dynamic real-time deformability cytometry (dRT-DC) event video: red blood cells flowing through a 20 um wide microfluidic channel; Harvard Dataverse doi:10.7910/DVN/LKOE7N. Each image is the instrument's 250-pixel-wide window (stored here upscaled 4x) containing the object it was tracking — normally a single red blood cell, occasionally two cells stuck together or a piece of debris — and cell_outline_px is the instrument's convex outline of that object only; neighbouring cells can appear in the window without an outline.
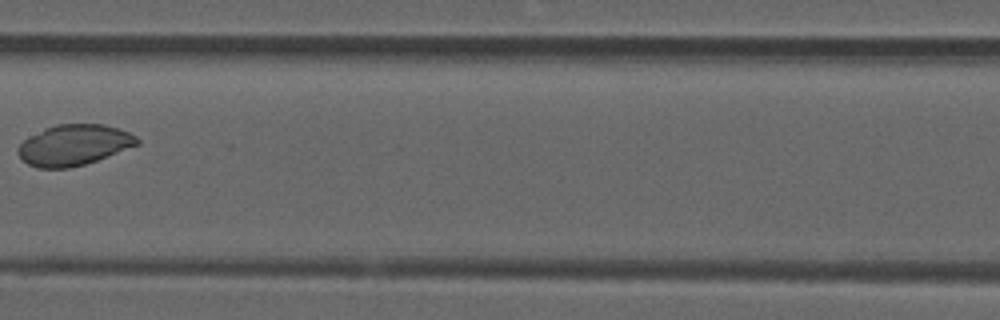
{"species": "common noctule bat (a hibernating species)", "species_latin": "Nyctalus noctula", "temperature_condition": "room temperature", "stored_images_in_passage": 8, "camera_frame_rate_fps": 3000, "um_per_image_px": 0.085, "animal": {"sex": "male", "forearm_length_mm": 52.5}, "frame": {"image": 1, "passage_image": 7, "time_ms": 2.0, "image_size_px": [1000, 320], "cell_outline_px": [[140, 144], [96, 160], [84, 164], [68, 168], [36, 168], [28, 164], [16, 152], [16, 148], [28, 136], [44, 128], [56, 124], [104, 124], [120, 128], [136, 136], [140, 140]], "centroid_in_image_um": [6.27, 12.31], "position_along_channel_um": 201.1, "area_um2": 28.38}}
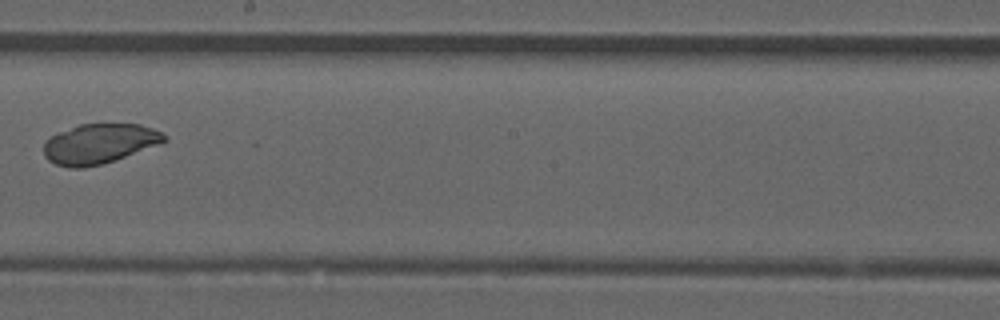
{"frame": {"image": 2, "passage_image": 8, "time_ms": 2.333, "image_size_px": [1000, 320], "cell_outline_px": [[168, 140], [160, 144], [116, 160], [84, 168], [72, 168], [56, 164], [48, 160], [44, 156], [44, 140], [60, 132], [80, 124], [140, 124], [152, 128], [160, 132]], "centroid_in_image_um": [8.44, 12.22], "position_along_channel_um": 239.8, "area_um2": 27.86}}